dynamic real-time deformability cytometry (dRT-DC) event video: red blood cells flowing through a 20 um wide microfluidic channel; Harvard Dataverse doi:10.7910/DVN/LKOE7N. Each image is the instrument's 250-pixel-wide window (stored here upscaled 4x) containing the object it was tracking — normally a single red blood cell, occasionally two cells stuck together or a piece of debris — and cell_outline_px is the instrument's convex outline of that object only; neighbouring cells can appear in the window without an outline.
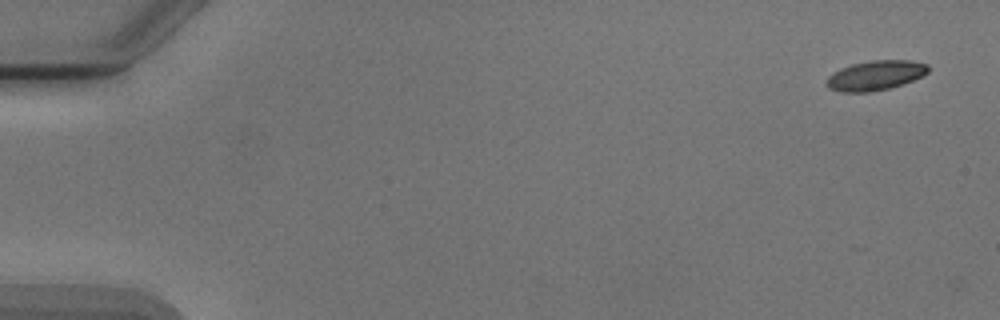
{"species": "Egyptian fruit bat (a non-hibernating species)", "species_latin": "Rousettus aegyptiacus", "temperature_condition": "cold", "stored_images_in_passage": 4, "camera_frame_rate_fps": 3000, "um_per_image_px": 0.085, "animal": {"sex": "male"}, "frame": {"image": 1, "passage_image": 1, "time_ms": 0.0, "image_size_px": [1000, 320], "cell_outline_px": [[928, 72], [904, 84], [892, 88], [868, 92], [840, 92], [828, 88], [824, 84], [824, 80], [832, 72], [840, 68], [852, 64], [872, 60], [908, 60], [928, 64]], "centroid_in_image_um": [74.35, 6.42], "position_along_channel_um": 10.7, "area_um2": 17.8}}